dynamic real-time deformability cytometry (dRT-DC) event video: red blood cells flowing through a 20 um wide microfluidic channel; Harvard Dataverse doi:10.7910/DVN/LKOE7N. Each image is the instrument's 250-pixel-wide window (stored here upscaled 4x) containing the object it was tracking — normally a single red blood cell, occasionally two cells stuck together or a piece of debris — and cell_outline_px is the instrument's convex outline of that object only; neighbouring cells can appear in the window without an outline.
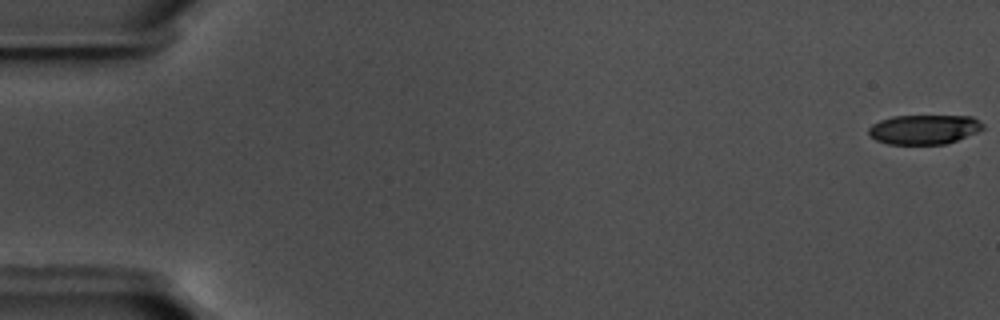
{"species": "common noctule bat (a hibernating species)", "species_latin": "Nyctalus noctula", "temperature_condition": "warm", "stored_images_in_passage": 58, "camera_frame_rate_fps": 3000, "um_per_image_px": 0.085, "animal": {"sex": "male", "body_mass_g": 17.5, "forearm_length_mm": 52.3}, "frame": {"image": 1, "passage_image": 1, "time_ms": 0.0, "image_size_px": [1000, 320], "cell_outline_px": [[980, 128], [956, 140], [940, 144], [892, 144], [880, 140], [872, 136], [868, 132], [876, 124], [884, 120], [896, 116], [968, 116], [976, 120], [980, 124]], "centroid_in_image_um": [78.52, 11.0], "position_along_channel_um": 6.5, "area_um2": 18.38}}
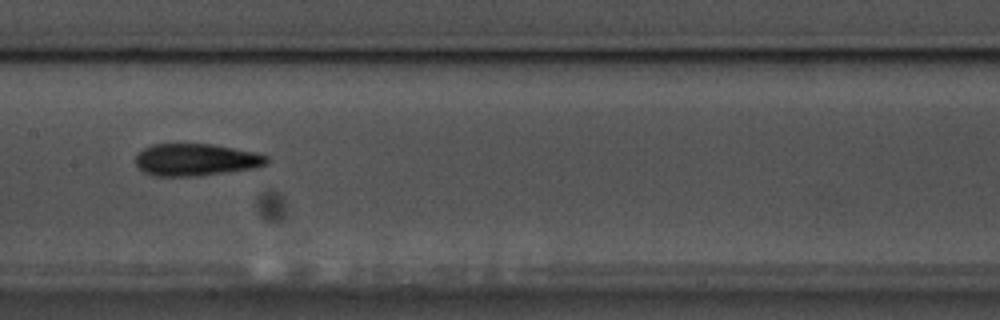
{"frame": {"image": 2, "passage_image": 30, "time_ms": 9.667, "image_size_px": [1000, 320], "cell_outline_px": [[264, 164], [244, 168], [212, 172], [148, 172], [140, 168], [136, 160], [140, 152], [148, 148], [160, 144], [204, 144], [228, 148], [264, 156]], "centroid_in_image_um": [16.59, 13.49], "position_along_channel_um": 190.8, "area_um2": 20.92}}
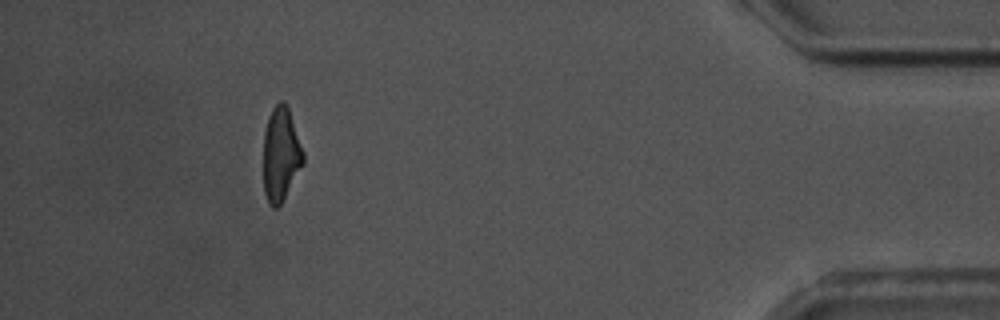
{"frame": {"image": 3, "passage_image": 53, "time_ms": 17.333, "image_size_px": [1000, 320], "cell_outline_px": [[304, 160], [280, 204], [276, 208], [268, 200], [264, 188], [264, 136], [268, 120], [276, 104], [284, 104], [288, 108], [304, 156]], "centroid_in_image_um": [23.86, 13.13], "position_along_channel_um": 411.3, "area_um2": 20.4}, "authors_computed_cell_mechanics": {"area_um2": 20.3456, "velocity_mm_per_s": 3.613, "shape_relaxation_time_tau1_ms": 8.735, "shape_relaxation_time_tau2_ms": 3.6126, "deformation_change_tau1": 0.2494, "deformation_change_tau2": 0.1439}}